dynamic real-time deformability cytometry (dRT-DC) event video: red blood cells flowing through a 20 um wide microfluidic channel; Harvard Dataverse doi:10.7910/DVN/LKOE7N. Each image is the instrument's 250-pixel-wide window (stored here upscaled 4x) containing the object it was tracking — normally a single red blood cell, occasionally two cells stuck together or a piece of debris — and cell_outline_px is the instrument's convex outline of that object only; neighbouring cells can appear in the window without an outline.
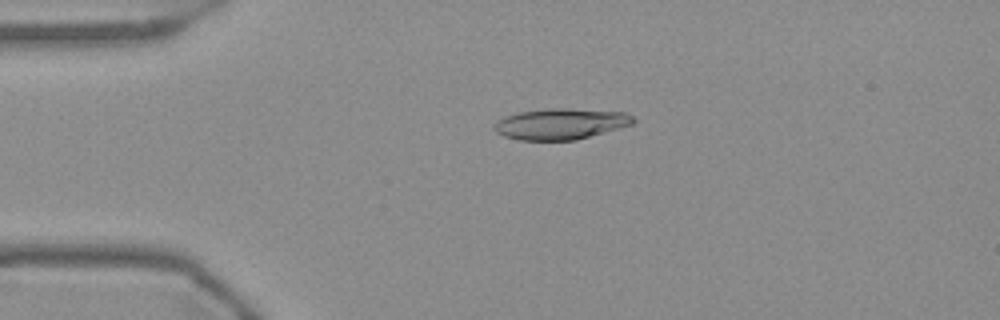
{"species": "Egyptian fruit bat (a non-hibernating species)", "species_latin": "Rousettus aegyptiacus", "temperature_condition": "warm", "stored_images_in_passage": 52, "camera_frame_rate_fps": 3000, "um_per_image_px": 0.085, "frame": {"image": 1, "passage_image": 10, "time_ms": 3.0, "image_size_px": [1000, 320], "cell_outline_px": [[636, 120], [632, 124], [576, 140], [520, 140], [504, 136], [496, 132], [492, 128], [492, 124], [496, 120], [520, 112], [548, 108], [568, 108], [624, 112], [632, 116]], "centroid_in_image_um": [47.62, 10.53], "position_along_channel_um": 37.4, "area_um2": 25.03}}
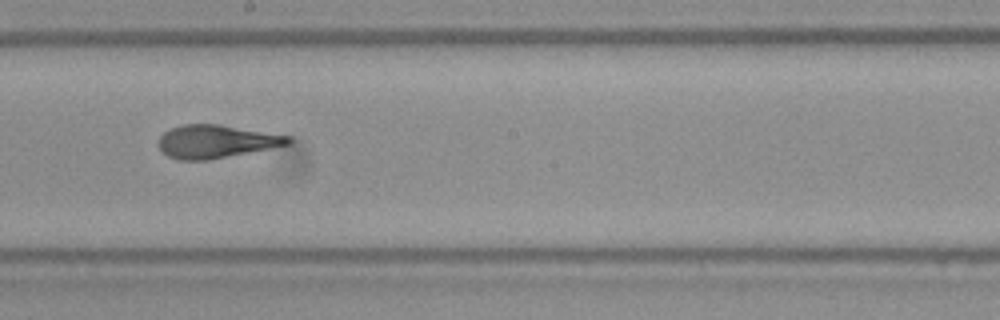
{"frame": {"image": 2, "passage_image": 28, "time_ms": 9.0, "image_size_px": [1000, 320], "cell_outline_px": [[292, 140], [288, 144], [208, 160], [180, 160], [168, 156], [156, 144], [156, 140], [164, 132], [172, 128], [184, 124], [220, 124], [292, 136]], "centroid_in_image_um": [18.33, 12.01], "position_along_channel_um": 229.9, "area_um2": 24.85}}
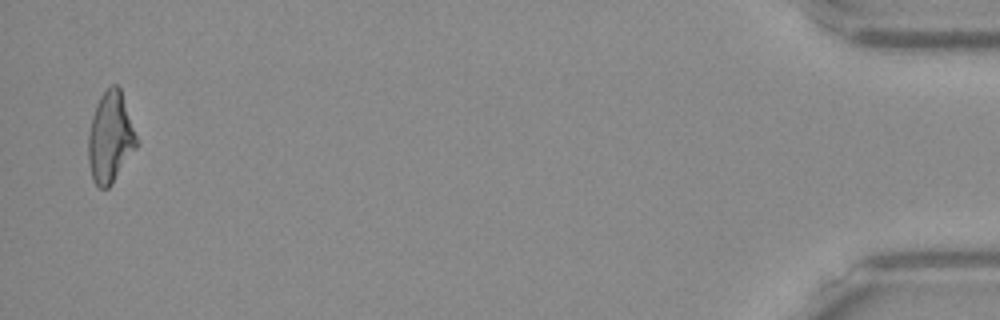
{"frame": {"image": 3, "passage_image": 51, "time_ms": 16.667, "image_size_px": [1000, 320], "cell_outline_px": [[136, 148], [112, 184], [108, 188], [100, 188], [92, 180], [88, 164], [88, 136], [92, 116], [96, 104], [100, 96], [112, 84], [116, 84], [120, 88], [136, 136]], "centroid_in_image_um": [9.34, 11.71], "position_along_channel_um": 425.9, "area_um2": 25.26}, "authors_computed_cell_mechanics": {"area_um2": 25.2586, "velocity_mm_per_s": 3.7286, "shape_relaxation_time_tau1_ms": 7.5246, "shape_relaxation_time_tau2_ms": 1.3908, "deformation_change_tau1": 0.2398, "deformation_change_tau2": 0.07}}